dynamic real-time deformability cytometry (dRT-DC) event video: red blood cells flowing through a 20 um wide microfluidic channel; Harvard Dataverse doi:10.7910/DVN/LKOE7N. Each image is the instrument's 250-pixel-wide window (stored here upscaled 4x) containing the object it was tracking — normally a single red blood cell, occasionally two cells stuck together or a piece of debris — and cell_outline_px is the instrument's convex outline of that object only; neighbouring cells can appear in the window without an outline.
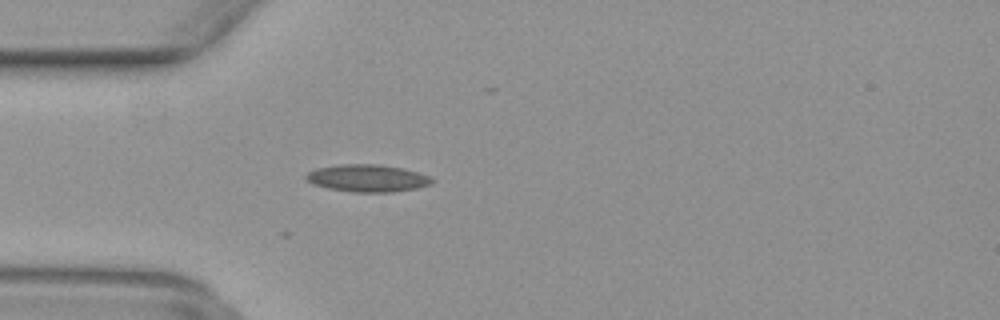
{"species": "common noctule bat (a hibernating species)", "species_latin": "Nyctalus noctula", "temperature_condition": "warm", "stored_images_in_passage": 40, "camera_frame_rate_fps": 3000, "um_per_image_px": 0.085, "animal": {"sex": "female", "body_mass_g": 29.2, "forearm_length_mm": 56.3}, "frame": {"image": 1, "passage_image": 11, "time_ms": 3.333, "image_size_px": [1000, 320], "cell_outline_px": [[436, 180], [432, 184], [416, 188], [392, 192], [352, 192], [328, 188], [312, 184], [304, 176], [308, 172], [316, 168], [340, 164], [380, 164], [404, 168], [428, 176]], "centroid_in_image_um": [31.24, 15.14], "position_along_channel_um": 53.8, "area_um2": 20.11}}
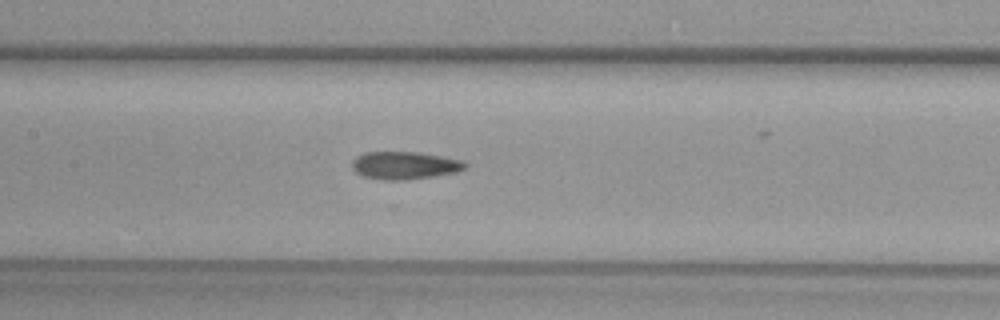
{"frame": {"image": 2, "passage_image": 20, "time_ms": 6.333, "image_size_px": [1000, 320], "cell_outline_px": [[468, 164], [464, 168], [456, 172], [432, 176], [404, 180], [384, 180], [364, 176], [356, 172], [352, 168], [352, 160], [356, 156], [364, 152], [416, 152], [464, 160]], "centroid_in_image_um": [34.37, 14.05], "position_along_channel_um": 173.0, "area_um2": 18.15}}
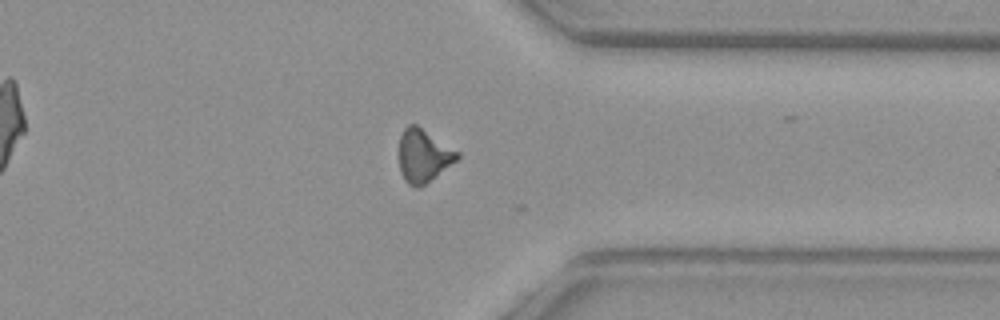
{"frame": {"image": 3, "passage_image": 35, "time_ms": 11.333, "image_size_px": [1000, 320], "cell_outline_px": [[460, 156], [456, 160], [420, 188], [416, 188], [408, 184], [404, 180], [400, 172], [400, 136], [404, 128], [408, 124], [416, 124], [460, 152]], "centroid_in_image_um": [35.98, 13.23], "position_along_channel_um": 375.4, "area_um2": 17.86}}